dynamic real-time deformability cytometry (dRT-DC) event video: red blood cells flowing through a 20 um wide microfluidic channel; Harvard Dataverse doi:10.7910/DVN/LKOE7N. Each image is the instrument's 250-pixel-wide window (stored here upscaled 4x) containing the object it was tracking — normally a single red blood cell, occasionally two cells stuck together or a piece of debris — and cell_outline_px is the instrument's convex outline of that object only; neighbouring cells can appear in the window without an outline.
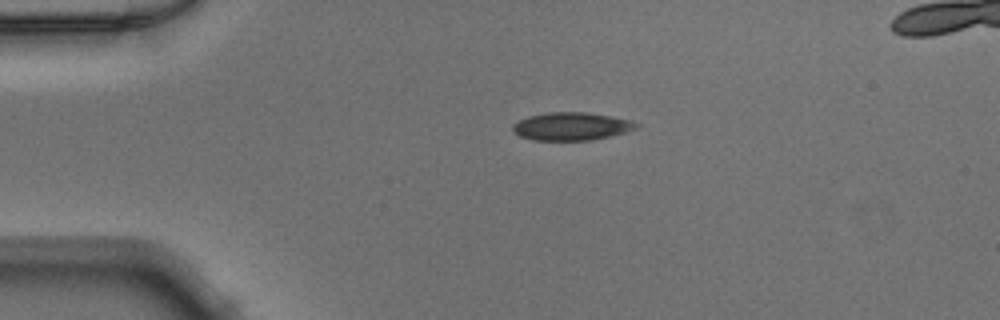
{"species": "Egyptian fruit bat (a non-hibernating species)", "species_latin": "Rousettus aegyptiacus", "temperature_condition": "warm", "stored_images_in_passage": 40, "camera_frame_rate_fps": 3000, "um_per_image_px": 0.085, "animal": {"sex": "male"}, "frame": {"image": 1, "passage_image": 1, "time_ms": 0.0, "image_size_px": [1000, 320], "cell_outline_px": [[640, 124], [636, 128], [624, 132], [592, 140], [532, 140], [520, 136], [512, 128], [512, 124], [528, 116], [548, 112], [584, 112], [608, 116], [628, 120]], "centroid_in_image_um": [48.53, 10.74], "position_along_channel_um": 36.5, "area_um2": 19.77}}
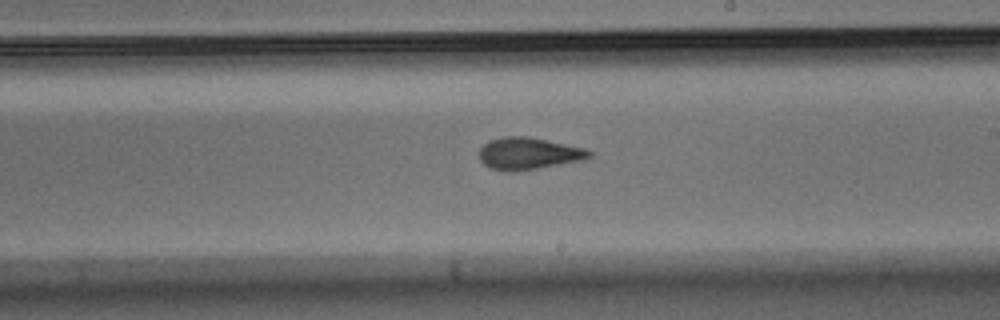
{"frame": {"image": 2, "passage_image": 19, "time_ms": 6.0, "image_size_px": [1000, 320], "cell_outline_px": [[592, 156], [584, 160], [536, 168], [492, 168], [484, 164], [480, 160], [480, 148], [488, 140], [504, 136], [528, 136], [584, 148], [592, 152]], "centroid_in_image_um": [44.96, 12.99], "position_along_channel_um": 244.0, "area_um2": 19.71}}
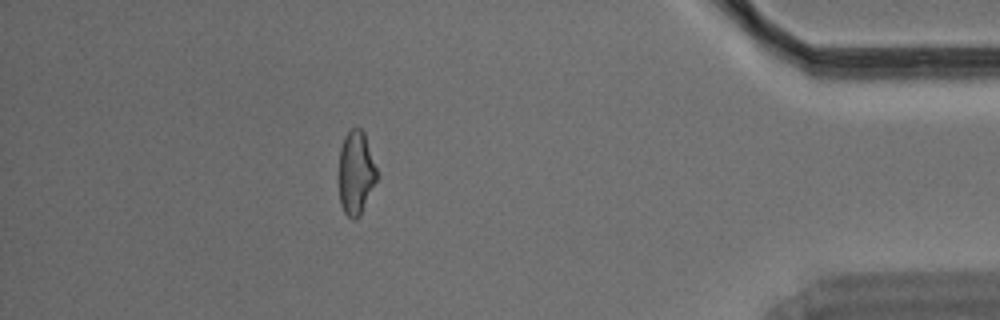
{"frame": {"image": 3, "passage_image": 34, "time_ms": 11.0, "image_size_px": [1000, 320], "cell_outline_px": [[380, 176], [360, 216], [356, 220], [352, 220], [344, 212], [340, 204], [340, 148], [344, 136], [352, 128], [360, 128], [364, 132]], "centroid_in_image_um": [30.3, 14.71], "position_along_channel_um": 404.9, "area_um2": 18.79}}